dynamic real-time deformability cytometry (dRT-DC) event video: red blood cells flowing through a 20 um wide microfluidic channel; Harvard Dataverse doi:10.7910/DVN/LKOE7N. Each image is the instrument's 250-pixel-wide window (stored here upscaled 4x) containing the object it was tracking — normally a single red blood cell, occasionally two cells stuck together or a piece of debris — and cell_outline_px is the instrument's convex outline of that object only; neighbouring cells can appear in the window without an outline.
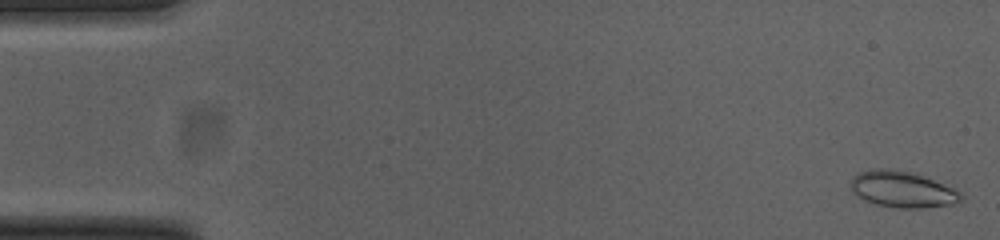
{"species": "common noctule bat (a hibernating species)", "species_latin": "Nyctalus noctula", "temperature_condition": "cold", "stored_images_in_passage": 46, "camera_frame_rate_fps": 3000, "um_per_image_px": 0.085, "animal": {"sex": "female", "body_mass_g": 23.0, "forearm_length_mm": 53.4}, "frame": {"image": 1, "passage_image": 1, "time_ms": 0.0, "image_size_px": [1000, 240], "cell_outline_px": [[964, 196], [960, 200], [952, 204], [920, 208], [896, 208], [876, 204], [864, 200], [856, 196], [848, 184], [852, 176], [856, 172], [868, 168], [892, 168], [912, 172], [944, 184], [960, 192]], "centroid_in_image_um": [76.61, 16.07], "position_along_channel_um": 8.4, "area_um2": 23.64}}
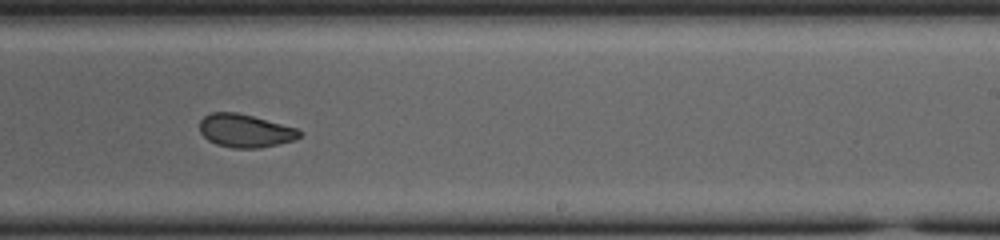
{"frame": {"image": 2, "passage_image": 32, "time_ms": 10.333, "image_size_px": [1000, 240], "cell_outline_px": [[304, 132], [296, 140], [280, 144], [260, 148], [232, 148], [216, 144], [208, 140], [200, 132], [200, 120], [204, 116], [212, 112], [236, 112], [252, 116], [296, 128]], "centroid_in_image_um": [20.85, 11.12], "position_along_channel_um": 268.1, "area_um2": 19.36}}
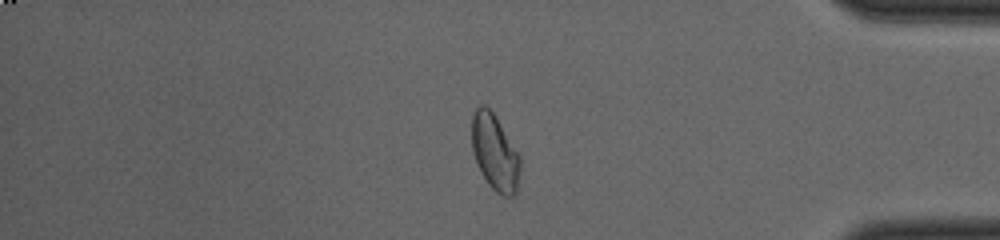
{"frame": {"image": 3, "passage_image": 44, "time_ms": 14.333, "image_size_px": [1000, 240], "cell_outline_px": [[520, 168], [516, 192], [512, 196], [504, 196], [496, 192], [488, 184], [472, 152], [472, 112], [480, 104], [484, 104], [492, 112], [520, 156]], "centroid_in_image_um": [42.05, 12.95], "position_along_channel_um": 393.2, "area_um2": 21.04}, "authors_computed_cell_mechanics": {"area_um2": 20.5479, "velocity_mm_per_s": 3.8509, "shape_relaxation_time_tau1_ms": 5.9599, "shape_relaxation_time_tau2_ms": 1.9216, "deformation_change_tau1": 0.1238, "deformation_change_tau2": 0.0705}}